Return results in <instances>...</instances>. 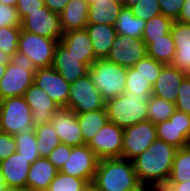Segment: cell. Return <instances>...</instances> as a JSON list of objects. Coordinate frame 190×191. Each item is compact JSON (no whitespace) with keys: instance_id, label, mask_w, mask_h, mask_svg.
Masks as SVG:
<instances>
[{"instance_id":"cell-1","label":"cell","mask_w":190,"mask_h":191,"mask_svg":"<svg viewBox=\"0 0 190 191\" xmlns=\"http://www.w3.org/2000/svg\"><path fill=\"white\" fill-rule=\"evenodd\" d=\"M176 151L174 146L157 139L132 160L140 183L149 191H158L165 186Z\"/></svg>"},{"instance_id":"cell-2","label":"cell","mask_w":190,"mask_h":191,"mask_svg":"<svg viewBox=\"0 0 190 191\" xmlns=\"http://www.w3.org/2000/svg\"><path fill=\"white\" fill-rule=\"evenodd\" d=\"M92 184L99 191L148 190L140 183L133 162L122 157L99 160Z\"/></svg>"},{"instance_id":"cell-3","label":"cell","mask_w":190,"mask_h":191,"mask_svg":"<svg viewBox=\"0 0 190 191\" xmlns=\"http://www.w3.org/2000/svg\"><path fill=\"white\" fill-rule=\"evenodd\" d=\"M152 95L132 96V93L124 92L116 98L105 101L108 120L122 129L147 121V107Z\"/></svg>"},{"instance_id":"cell-4","label":"cell","mask_w":190,"mask_h":191,"mask_svg":"<svg viewBox=\"0 0 190 191\" xmlns=\"http://www.w3.org/2000/svg\"><path fill=\"white\" fill-rule=\"evenodd\" d=\"M37 70L28 56L19 51L15 52L0 80V100L23 96L34 83V74Z\"/></svg>"},{"instance_id":"cell-5","label":"cell","mask_w":190,"mask_h":191,"mask_svg":"<svg viewBox=\"0 0 190 191\" xmlns=\"http://www.w3.org/2000/svg\"><path fill=\"white\" fill-rule=\"evenodd\" d=\"M88 74L105 101L116 98L125 92L126 67L106 58H98L88 68Z\"/></svg>"},{"instance_id":"cell-6","label":"cell","mask_w":190,"mask_h":191,"mask_svg":"<svg viewBox=\"0 0 190 191\" xmlns=\"http://www.w3.org/2000/svg\"><path fill=\"white\" fill-rule=\"evenodd\" d=\"M31 114L23 96L0 100V120L4 133L16 135L34 131Z\"/></svg>"},{"instance_id":"cell-7","label":"cell","mask_w":190,"mask_h":191,"mask_svg":"<svg viewBox=\"0 0 190 191\" xmlns=\"http://www.w3.org/2000/svg\"><path fill=\"white\" fill-rule=\"evenodd\" d=\"M74 113L105 109V100L89 74L70 83L67 107Z\"/></svg>"},{"instance_id":"cell-8","label":"cell","mask_w":190,"mask_h":191,"mask_svg":"<svg viewBox=\"0 0 190 191\" xmlns=\"http://www.w3.org/2000/svg\"><path fill=\"white\" fill-rule=\"evenodd\" d=\"M58 41L21 30L18 51L28 56L37 68L51 67Z\"/></svg>"},{"instance_id":"cell-9","label":"cell","mask_w":190,"mask_h":191,"mask_svg":"<svg viewBox=\"0 0 190 191\" xmlns=\"http://www.w3.org/2000/svg\"><path fill=\"white\" fill-rule=\"evenodd\" d=\"M157 139L156 125L148 120L123 129L122 158L132 161Z\"/></svg>"},{"instance_id":"cell-10","label":"cell","mask_w":190,"mask_h":191,"mask_svg":"<svg viewBox=\"0 0 190 191\" xmlns=\"http://www.w3.org/2000/svg\"><path fill=\"white\" fill-rule=\"evenodd\" d=\"M98 161V157L87 144L71 147V154L59 171L72 177L84 179L90 185L93 183Z\"/></svg>"},{"instance_id":"cell-11","label":"cell","mask_w":190,"mask_h":191,"mask_svg":"<svg viewBox=\"0 0 190 191\" xmlns=\"http://www.w3.org/2000/svg\"><path fill=\"white\" fill-rule=\"evenodd\" d=\"M87 146L96 154L99 160L121 158L123 129L108 121L89 141Z\"/></svg>"},{"instance_id":"cell-12","label":"cell","mask_w":190,"mask_h":191,"mask_svg":"<svg viewBox=\"0 0 190 191\" xmlns=\"http://www.w3.org/2000/svg\"><path fill=\"white\" fill-rule=\"evenodd\" d=\"M157 137L175 148L190 145V115L175 110L169 120L156 124Z\"/></svg>"},{"instance_id":"cell-13","label":"cell","mask_w":190,"mask_h":191,"mask_svg":"<svg viewBox=\"0 0 190 191\" xmlns=\"http://www.w3.org/2000/svg\"><path fill=\"white\" fill-rule=\"evenodd\" d=\"M23 31L35 33L58 42L63 35L60 25V15L51 12L46 6L35 12H26V18L21 22Z\"/></svg>"},{"instance_id":"cell-14","label":"cell","mask_w":190,"mask_h":191,"mask_svg":"<svg viewBox=\"0 0 190 191\" xmlns=\"http://www.w3.org/2000/svg\"><path fill=\"white\" fill-rule=\"evenodd\" d=\"M147 55L146 45L141 38L117 35L106 59L120 66L133 67Z\"/></svg>"},{"instance_id":"cell-15","label":"cell","mask_w":190,"mask_h":191,"mask_svg":"<svg viewBox=\"0 0 190 191\" xmlns=\"http://www.w3.org/2000/svg\"><path fill=\"white\" fill-rule=\"evenodd\" d=\"M34 84L60 107H67L70 84L52 66L38 68L34 74Z\"/></svg>"},{"instance_id":"cell-16","label":"cell","mask_w":190,"mask_h":191,"mask_svg":"<svg viewBox=\"0 0 190 191\" xmlns=\"http://www.w3.org/2000/svg\"><path fill=\"white\" fill-rule=\"evenodd\" d=\"M23 97L32 111L33 128L50 123L54 113L60 108L44 90L34 83L26 90Z\"/></svg>"},{"instance_id":"cell-17","label":"cell","mask_w":190,"mask_h":191,"mask_svg":"<svg viewBox=\"0 0 190 191\" xmlns=\"http://www.w3.org/2000/svg\"><path fill=\"white\" fill-rule=\"evenodd\" d=\"M50 123L59 136L61 143L71 147L85 144L76 113L69 108L60 107L54 113Z\"/></svg>"},{"instance_id":"cell-18","label":"cell","mask_w":190,"mask_h":191,"mask_svg":"<svg viewBox=\"0 0 190 191\" xmlns=\"http://www.w3.org/2000/svg\"><path fill=\"white\" fill-rule=\"evenodd\" d=\"M31 164L28 159L14 152L0 161V175L8 188H27V177Z\"/></svg>"},{"instance_id":"cell-19","label":"cell","mask_w":190,"mask_h":191,"mask_svg":"<svg viewBox=\"0 0 190 191\" xmlns=\"http://www.w3.org/2000/svg\"><path fill=\"white\" fill-rule=\"evenodd\" d=\"M52 67L70 84L88 74V67L71 54L67 48L57 43Z\"/></svg>"},{"instance_id":"cell-20","label":"cell","mask_w":190,"mask_h":191,"mask_svg":"<svg viewBox=\"0 0 190 191\" xmlns=\"http://www.w3.org/2000/svg\"><path fill=\"white\" fill-rule=\"evenodd\" d=\"M186 77L187 74L181 69L172 65H165L152 86V94L175 103L178 97V89Z\"/></svg>"},{"instance_id":"cell-21","label":"cell","mask_w":190,"mask_h":191,"mask_svg":"<svg viewBox=\"0 0 190 191\" xmlns=\"http://www.w3.org/2000/svg\"><path fill=\"white\" fill-rule=\"evenodd\" d=\"M59 42L88 68L98 59L94 54L92 41L86 29L63 32Z\"/></svg>"},{"instance_id":"cell-22","label":"cell","mask_w":190,"mask_h":191,"mask_svg":"<svg viewBox=\"0 0 190 191\" xmlns=\"http://www.w3.org/2000/svg\"><path fill=\"white\" fill-rule=\"evenodd\" d=\"M171 34L176 49L171 65L186 72L190 67V24L174 21Z\"/></svg>"},{"instance_id":"cell-23","label":"cell","mask_w":190,"mask_h":191,"mask_svg":"<svg viewBox=\"0 0 190 191\" xmlns=\"http://www.w3.org/2000/svg\"><path fill=\"white\" fill-rule=\"evenodd\" d=\"M89 4L86 0H70L60 15L63 32L83 30L88 24Z\"/></svg>"},{"instance_id":"cell-24","label":"cell","mask_w":190,"mask_h":191,"mask_svg":"<svg viewBox=\"0 0 190 191\" xmlns=\"http://www.w3.org/2000/svg\"><path fill=\"white\" fill-rule=\"evenodd\" d=\"M58 171L47 158H38L29 169L27 189L30 191H47Z\"/></svg>"},{"instance_id":"cell-25","label":"cell","mask_w":190,"mask_h":191,"mask_svg":"<svg viewBox=\"0 0 190 191\" xmlns=\"http://www.w3.org/2000/svg\"><path fill=\"white\" fill-rule=\"evenodd\" d=\"M97 58H106L114 43L117 33L114 26L107 24H87L85 27Z\"/></svg>"},{"instance_id":"cell-26","label":"cell","mask_w":190,"mask_h":191,"mask_svg":"<svg viewBox=\"0 0 190 191\" xmlns=\"http://www.w3.org/2000/svg\"><path fill=\"white\" fill-rule=\"evenodd\" d=\"M123 5L120 0L96 1L89 5L88 24H107L114 26Z\"/></svg>"},{"instance_id":"cell-27","label":"cell","mask_w":190,"mask_h":191,"mask_svg":"<svg viewBox=\"0 0 190 191\" xmlns=\"http://www.w3.org/2000/svg\"><path fill=\"white\" fill-rule=\"evenodd\" d=\"M146 21L135 17L130 7L122 8L118 15L114 27L119 35H126L133 38H142Z\"/></svg>"},{"instance_id":"cell-28","label":"cell","mask_w":190,"mask_h":191,"mask_svg":"<svg viewBox=\"0 0 190 191\" xmlns=\"http://www.w3.org/2000/svg\"><path fill=\"white\" fill-rule=\"evenodd\" d=\"M76 116L85 144L109 121L105 109L78 113Z\"/></svg>"},{"instance_id":"cell-29","label":"cell","mask_w":190,"mask_h":191,"mask_svg":"<svg viewBox=\"0 0 190 191\" xmlns=\"http://www.w3.org/2000/svg\"><path fill=\"white\" fill-rule=\"evenodd\" d=\"M147 55L154 60L171 65L175 57V43L171 32L159 39H151V43L146 47Z\"/></svg>"},{"instance_id":"cell-30","label":"cell","mask_w":190,"mask_h":191,"mask_svg":"<svg viewBox=\"0 0 190 191\" xmlns=\"http://www.w3.org/2000/svg\"><path fill=\"white\" fill-rule=\"evenodd\" d=\"M190 180V145L177 149L167 183H182Z\"/></svg>"},{"instance_id":"cell-31","label":"cell","mask_w":190,"mask_h":191,"mask_svg":"<svg viewBox=\"0 0 190 191\" xmlns=\"http://www.w3.org/2000/svg\"><path fill=\"white\" fill-rule=\"evenodd\" d=\"M34 132L40 157H48L52 150L61 143L51 123L35 127Z\"/></svg>"},{"instance_id":"cell-32","label":"cell","mask_w":190,"mask_h":191,"mask_svg":"<svg viewBox=\"0 0 190 191\" xmlns=\"http://www.w3.org/2000/svg\"><path fill=\"white\" fill-rule=\"evenodd\" d=\"M173 22L172 19L165 17L163 14L152 17L146 21L141 38L146 47L151 43V39L163 38V36L170 33Z\"/></svg>"},{"instance_id":"cell-33","label":"cell","mask_w":190,"mask_h":191,"mask_svg":"<svg viewBox=\"0 0 190 191\" xmlns=\"http://www.w3.org/2000/svg\"><path fill=\"white\" fill-rule=\"evenodd\" d=\"M175 110V103L152 95L147 107L148 121L156 125L157 123L169 120Z\"/></svg>"},{"instance_id":"cell-34","label":"cell","mask_w":190,"mask_h":191,"mask_svg":"<svg viewBox=\"0 0 190 191\" xmlns=\"http://www.w3.org/2000/svg\"><path fill=\"white\" fill-rule=\"evenodd\" d=\"M14 138L16 141L15 151L28 159L30 164L40 158L37 150L36 134L34 131L16 134L14 135Z\"/></svg>"},{"instance_id":"cell-35","label":"cell","mask_w":190,"mask_h":191,"mask_svg":"<svg viewBox=\"0 0 190 191\" xmlns=\"http://www.w3.org/2000/svg\"><path fill=\"white\" fill-rule=\"evenodd\" d=\"M125 92L132 93V96H142V94H152V85L148 80L138 73L134 67L127 68Z\"/></svg>"},{"instance_id":"cell-36","label":"cell","mask_w":190,"mask_h":191,"mask_svg":"<svg viewBox=\"0 0 190 191\" xmlns=\"http://www.w3.org/2000/svg\"><path fill=\"white\" fill-rule=\"evenodd\" d=\"M88 186L89 184L84 179L58 171L47 191H84Z\"/></svg>"},{"instance_id":"cell-37","label":"cell","mask_w":190,"mask_h":191,"mask_svg":"<svg viewBox=\"0 0 190 191\" xmlns=\"http://www.w3.org/2000/svg\"><path fill=\"white\" fill-rule=\"evenodd\" d=\"M21 26L0 27V50L10 57L18 51Z\"/></svg>"},{"instance_id":"cell-38","label":"cell","mask_w":190,"mask_h":191,"mask_svg":"<svg viewBox=\"0 0 190 191\" xmlns=\"http://www.w3.org/2000/svg\"><path fill=\"white\" fill-rule=\"evenodd\" d=\"M164 66V64L146 55L144 58L139 60L133 67L138 70V73L143 75L153 86L160 75L161 69Z\"/></svg>"},{"instance_id":"cell-39","label":"cell","mask_w":190,"mask_h":191,"mask_svg":"<svg viewBox=\"0 0 190 191\" xmlns=\"http://www.w3.org/2000/svg\"><path fill=\"white\" fill-rule=\"evenodd\" d=\"M130 8L135 17L142 18L145 21L162 14L158 0H139Z\"/></svg>"},{"instance_id":"cell-40","label":"cell","mask_w":190,"mask_h":191,"mask_svg":"<svg viewBox=\"0 0 190 191\" xmlns=\"http://www.w3.org/2000/svg\"><path fill=\"white\" fill-rule=\"evenodd\" d=\"M176 110L190 115V77H186L179 89L175 102Z\"/></svg>"},{"instance_id":"cell-41","label":"cell","mask_w":190,"mask_h":191,"mask_svg":"<svg viewBox=\"0 0 190 191\" xmlns=\"http://www.w3.org/2000/svg\"><path fill=\"white\" fill-rule=\"evenodd\" d=\"M21 26V19L14 6L0 3V27Z\"/></svg>"},{"instance_id":"cell-42","label":"cell","mask_w":190,"mask_h":191,"mask_svg":"<svg viewBox=\"0 0 190 191\" xmlns=\"http://www.w3.org/2000/svg\"><path fill=\"white\" fill-rule=\"evenodd\" d=\"M71 154V146L66 145L65 143H60L56 146L50 155L46 157L48 161L60 170L66 162V159Z\"/></svg>"},{"instance_id":"cell-43","label":"cell","mask_w":190,"mask_h":191,"mask_svg":"<svg viewBox=\"0 0 190 191\" xmlns=\"http://www.w3.org/2000/svg\"><path fill=\"white\" fill-rule=\"evenodd\" d=\"M161 13L176 21L182 10L184 0H158Z\"/></svg>"},{"instance_id":"cell-44","label":"cell","mask_w":190,"mask_h":191,"mask_svg":"<svg viewBox=\"0 0 190 191\" xmlns=\"http://www.w3.org/2000/svg\"><path fill=\"white\" fill-rule=\"evenodd\" d=\"M45 7L44 0H18L16 9L21 22L26 18V12H35Z\"/></svg>"},{"instance_id":"cell-45","label":"cell","mask_w":190,"mask_h":191,"mask_svg":"<svg viewBox=\"0 0 190 191\" xmlns=\"http://www.w3.org/2000/svg\"><path fill=\"white\" fill-rule=\"evenodd\" d=\"M16 150L14 135L2 133L0 135V161L7 159Z\"/></svg>"},{"instance_id":"cell-46","label":"cell","mask_w":190,"mask_h":191,"mask_svg":"<svg viewBox=\"0 0 190 191\" xmlns=\"http://www.w3.org/2000/svg\"><path fill=\"white\" fill-rule=\"evenodd\" d=\"M70 0H44L45 6L53 13L60 14Z\"/></svg>"},{"instance_id":"cell-47","label":"cell","mask_w":190,"mask_h":191,"mask_svg":"<svg viewBox=\"0 0 190 191\" xmlns=\"http://www.w3.org/2000/svg\"><path fill=\"white\" fill-rule=\"evenodd\" d=\"M167 191H190V180L182 183H166L163 188Z\"/></svg>"},{"instance_id":"cell-48","label":"cell","mask_w":190,"mask_h":191,"mask_svg":"<svg viewBox=\"0 0 190 191\" xmlns=\"http://www.w3.org/2000/svg\"><path fill=\"white\" fill-rule=\"evenodd\" d=\"M176 21L190 24V0H184L182 10Z\"/></svg>"},{"instance_id":"cell-49","label":"cell","mask_w":190,"mask_h":191,"mask_svg":"<svg viewBox=\"0 0 190 191\" xmlns=\"http://www.w3.org/2000/svg\"><path fill=\"white\" fill-rule=\"evenodd\" d=\"M10 59L11 57L7 53L0 50V64L8 65L10 63Z\"/></svg>"},{"instance_id":"cell-50","label":"cell","mask_w":190,"mask_h":191,"mask_svg":"<svg viewBox=\"0 0 190 191\" xmlns=\"http://www.w3.org/2000/svg\"><path fill=\"white\" fill-rule=\"evenodd\" d=\"M120 1L124 7H131L134 4H136L139 0H120Z\"/></svg>"},{"instance_id":"cell-51","label":"cell","mask_w":190,"mask_h":191,"mask_svg":"<svg viewBox=\"0 0 190 191\" xmlns=\"http://www.w3.org/2000/svg\"><path fill=\"white\" fill-rule=\"evenodd\" d=\"M0 3H2L3 5L16 7L18 0H0Z\"/></svg>"},{"instance_id":"cell-52","label":"cell","mask_w":190,"mask_h":191,"mask_svg":"<svg viewBox=\"0 0 190 191\" xmlns=\"http://www.w3.org/2000/svg\"><path fill=\"white\" fill-rule=\"evenodd\" d=\"M6 66L7 65L0 64V80L3 77V75L5 74Z\"/></svg>"},{"instance_id":"cell-53","label":"cell","mask_w":190,"mask_h":191,"mask_svg":"<svg viewBox=\"0 0 190 191\" xmlns=\"http://www.w3.org/2000/svg\"><path fill=\"white\" fill-rule=\"evenodd\" d=\"M5 191H30L27 188H6Z\"/></svg>"},{"instance_id":"cell-54","label":"cell","mask_w":190,"mask_h":191,"mask_svg":"<svg viewBox=\"0 0 190 191\" xmlns=\"http://www.w3.org/2000/svg\"><path fill=\"white\" fill-rule=\"evenodd\" d=\"M6 185H5V183H4V181H3V178H2V176L0 175V191H5L6 190Z\"/></svg>"},{"instance_id":"cell-55","label":"cell","mask_w":190,"mask_h":191,"mask_svg":"<svg viewBox=\"0 0 190 191\" xmlns=\"http://www.w3.org/2000/svg\"><path fill=\"white\" fill-rule=\"evenodd\" d=\"M84 191H99L93 184H90Z\"/></svg>"},{"instance_id":"cell-56","label":"cell","mask_w":190,"mask_h":191,"mask_svg":"<svg viewBox=\"0 0 190 191\" xmlns=\"http://www.w3.org/2000/svg\"><path fill=\"white\" fill-rule=\"evenodd\" d=\"M87 2H88V4L90 5V4H93L94 2H96V1H103V0H86Z\"/></svg>"},{"instance_id":"cell-57","label":"cell","mask_w":190,"mask_h":191,"mask_svg":"<svg viewBox=\"0 0 190 191\" xmlns=\"http://www.w3.org/2000/svg\"><path fill=\"white\" fill-rule=\"evenodd\" d=\"M185 73L187 74V77H190V67Z\"/></svg>"},{"instance_id":"cell-58","label":"cell","mask_w":190,"mask_h":191,"mask_svg":"<svg viewBox=\"0 0 190 191\" xmlns=\"http://www.w3.org/2000/svg\"><path fill=\"white\" fill-rule=\"evenodd\" d=\"M3 133L2 125H1V120H0V135Z\"/></svg>"},{"instance_id":"cell-59","label":"cell","mask_w":190,"mask_h":191,"mask_svg":"<svg viewBox=\"0 0 190 191\" xmlns=\"http://www.w3.org/2000/svg\"><path fill=\"white\" fill-rule=\"evenodd\" d=\"M127 191H149V190H127Z\"/></svg>"},{"instance_id":"cell-60","label":"cell","mask_w":190,"mask_h":191,"mask_svg":"<svg viewBox=\"0 0 190 191\" xmlns=\"http://www.w3.org/2000/svg\"><path fill=\"white\" fill-rule=\"evenodd\" d=\"M158 191H167L166 189H159Z\"/></svg>"}]
</instances>
